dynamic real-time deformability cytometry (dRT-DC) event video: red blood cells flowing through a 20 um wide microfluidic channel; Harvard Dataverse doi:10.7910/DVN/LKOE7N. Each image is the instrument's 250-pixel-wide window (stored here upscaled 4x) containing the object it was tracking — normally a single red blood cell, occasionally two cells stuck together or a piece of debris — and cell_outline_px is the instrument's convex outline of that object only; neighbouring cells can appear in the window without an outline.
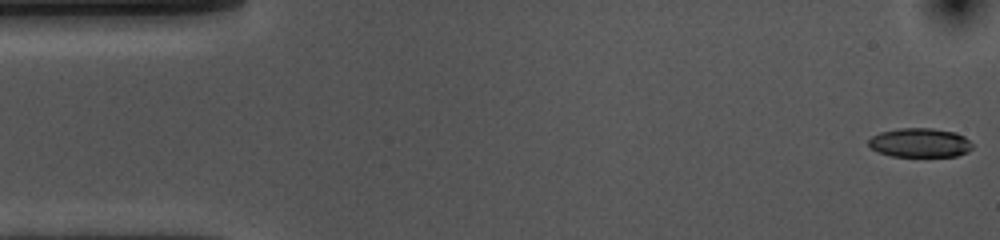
{"species": "common noctule bat (a hibernating species)", "species_latin": "Nyctalus noctula", "temperature_condition": "cold", "stored_images_in_passage": 54, "camera_frame_rate_fps": 3000, "um_per_image_px": 0.085, "animal": {"sex": "female", "body_mass_g": 10.0, "forearm_length_mm": 53.1}, "frame": {"image": 1, "passage_image": 1, "time_ms": 0.0, "image_size_px": [1000, 240], "cell_outline_px": [[972, 148], [968, 152], [956, 156], [892, 156], [880, 152], [872, 148], [868, 144], [868, 140], [872, 136], [880, 132], [900, 128], [932, 128], [956, 132], [964, 136], [972, 144]], "centroid_in_image_um": [78.21, 12.12], "position_along_channel_um": 6.8, "area_um2": 17.57}}
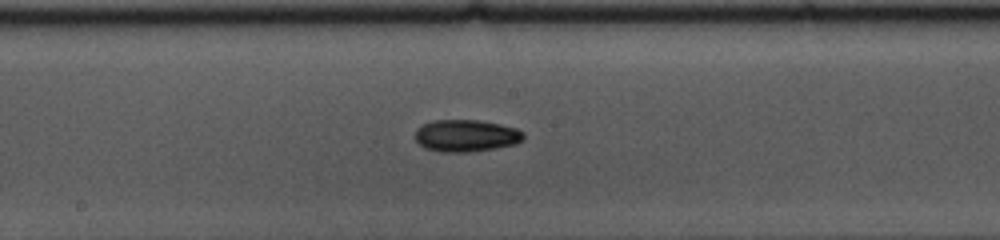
{"frame": {"image": 2, "passage_image": 27, "time_ms": 8.667, "image_size_px": [1000, 240], "cell_outline_px": [[524, 140], [516, 144], [496, 148], [468, 152], [440, 152], [424, 148], [416, 140], [416, 128], [432, 120], [476, 120], [500, 124], [516, 128], [524, 132]], "centroid_in_image_um": [39.63, 11.54], "position_along_channel_um": 208.6, "area_um2": 20.35}}
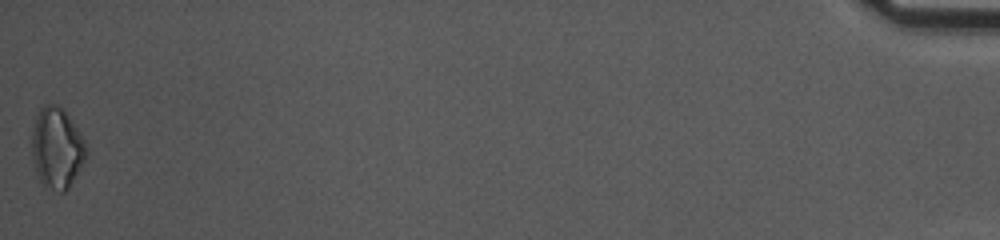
{"frame": {"image": 3, "passage_image": 54, "time_ms": 17.667, "image_size_px": [1000, 240], "cell_outline_px": [[88, 156], [68, 188], [64, 192], [60, 192], [44, 188], [36, 172], [32, 160], [32, 128], [36, 116], [40, 108], [44, 104], [56, 104], [64, 108], [80, 132], [88, 148]], "centroid_in_image_um": [4.84, 12.58], "position_along_channel_um": 430.4, "area_um2": 26.13}, "authors_computed_cell_mechanics": {"area_um2": 19.2185, "velocity_mm_per_s": 3.627, "shape_relaxation_time_tau1_ms": 9.9703, "shape_relaxation_time_tau2_ms": null, "deformation_change_tau1": 0.1492, "deformation_change_tau2": null}}